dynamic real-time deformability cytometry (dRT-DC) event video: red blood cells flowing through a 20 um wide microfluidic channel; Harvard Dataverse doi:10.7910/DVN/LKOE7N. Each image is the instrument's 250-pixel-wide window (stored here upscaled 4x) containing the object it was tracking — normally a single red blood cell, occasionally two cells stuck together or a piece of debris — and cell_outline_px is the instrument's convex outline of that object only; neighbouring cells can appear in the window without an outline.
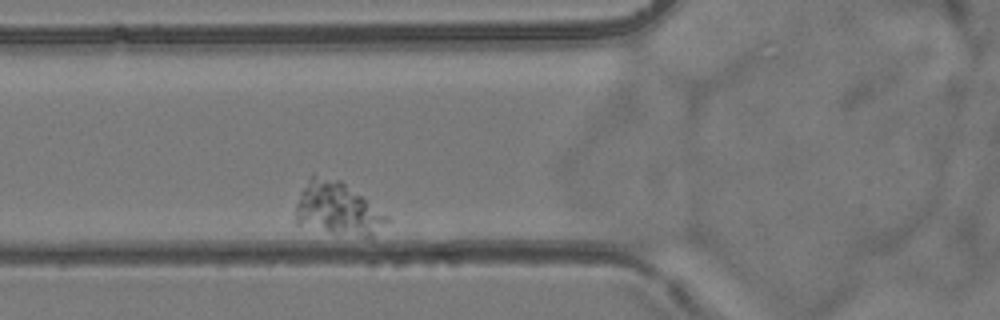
{"species": "common noctule bat (a hibernating species)", "species_latin": "Nyctalus noctula", "temperature_condition": "room temperature", "stored_images_in_passage": 3, "camera_frame_rate_fps": 3000, "um_per_image_px": 0.085, "animal": {"sex": "female", "body_mass_g": 24.6, "forearm_length_mm": 56.2}, "frame": {"image": 1, "passage_image": 2, "time_ms": 1.0, "image_size_px": [1000, 320], "cell_outline_px": [[388, 220], [372, 240], [296, 224], [296, 204], [300, 192], [312, 172], [340, 180], [388, 216]], "centroid_in_image_um": [28.68, 17.74], "position_along_channel_um": 97.1, "area_um2": 28.21}}